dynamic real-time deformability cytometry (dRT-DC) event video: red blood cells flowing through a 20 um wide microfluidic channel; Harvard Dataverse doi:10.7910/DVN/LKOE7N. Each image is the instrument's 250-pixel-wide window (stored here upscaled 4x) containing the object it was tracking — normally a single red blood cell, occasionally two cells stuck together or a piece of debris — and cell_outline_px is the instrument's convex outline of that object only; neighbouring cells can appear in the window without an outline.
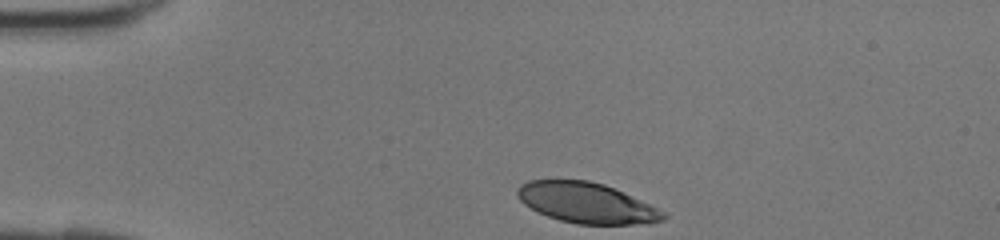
{"species": "human", "species_latin": "Homo sapiens", "temperature_condition": "room temperature", "stored_images_in_passage": 27, "camera_frame_rate_fps": 3000, "um_per_image_px": 0.085, "donor": {"sex": "female"}, "frame": {"image": 1, "passage_image": 1, "time_ms": 0.0, "image_size_px": [1000, 240], "cell_outline_px": [[668, 216], [664, 220], [632, 224], [576, 224], [560, 220], [548, 216], [524, 204], [516, 196], [516, 188], [520, 184], [528, 180], [588, 180], [604, 184], [648, 204], [664, 212]], "centroid_in_image_um": [49.79, 17.23], "position_along_channel_um": 35.2, "area_um2": 33.93}}
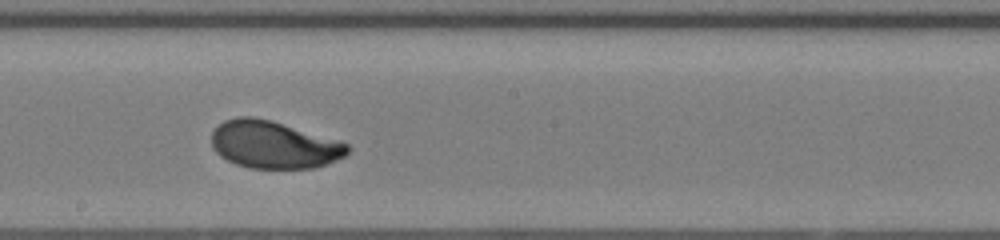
{"frame": {"image": 2, "passage_image": 16, "time_ms": 5.0, "image_size_px": [1000, 240], "cell_outline_px": [[348, 152], [344, 156], [324, 164], [312, 168], [248, 168], [236, 164], [220, 156], [212, 148], [212, 132], [224, 120], [236, 116], [252, 116], [272, 120], [340, 140], [348, 144]], "centroid_in_image_um": [23.25, 12.28], "position_along_channel_um": 225.0, "area_um2": 37.63}}
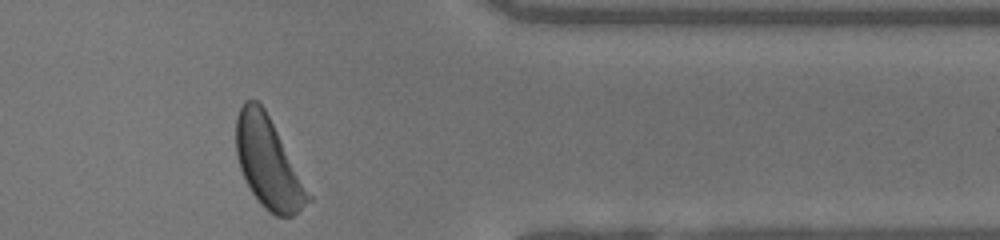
{"frame": {"image": 3, "passage_image": 27, "time_ms": 8.667, "image_size_px": [1000, 240], "cell_outline_px": [[312, 200], [292, 216], [276, 216], [264, 208], [260, 204], [252, 192], [240, 168], [236, 156], [236, 116], [244, 100], [256, 100], [264, 108], [312, 196]], "centroid_in_image_um": [22.79, 13.85], "position_along_channel_um": 388.6, "area_um2": 37.45}}